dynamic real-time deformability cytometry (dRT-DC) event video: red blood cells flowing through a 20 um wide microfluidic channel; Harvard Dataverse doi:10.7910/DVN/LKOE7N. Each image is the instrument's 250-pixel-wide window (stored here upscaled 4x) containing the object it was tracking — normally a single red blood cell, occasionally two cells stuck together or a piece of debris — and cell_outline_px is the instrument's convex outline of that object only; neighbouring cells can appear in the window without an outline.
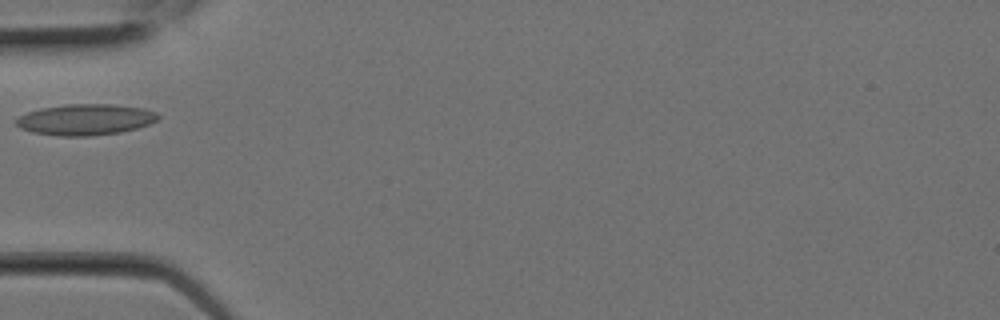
{"species": "Egyptian fruit bat (a non-hibernating species)", "species_latin": "Rousettus aegyptiacus", "temperature_condition": "room temperature", "stored_images_in_passage": 4, "camera_frame_rate_fps": 3000, "um_per_image_px": 0.085, "animal": {"sex": "female"}, "frame": {"image": 1, "passage_image": 2, "time_ms": 0.333, "image_size_px": [1000, 320], "cell_outline_px": [[160, 120], [136, 128], [120, 132], [88, 136], [60, 136], [32, 132], [20, 128], [16, 124], [16, 120], [20, 116], [28, 112], [40, 108], [64, 104], [112, 104], [144, 108], [156, 112], [160, 116]], "centroid_in_image_um": [7.28, 10.16], "position_along_channel_um": 77.7, "area_um2": 25.72}}
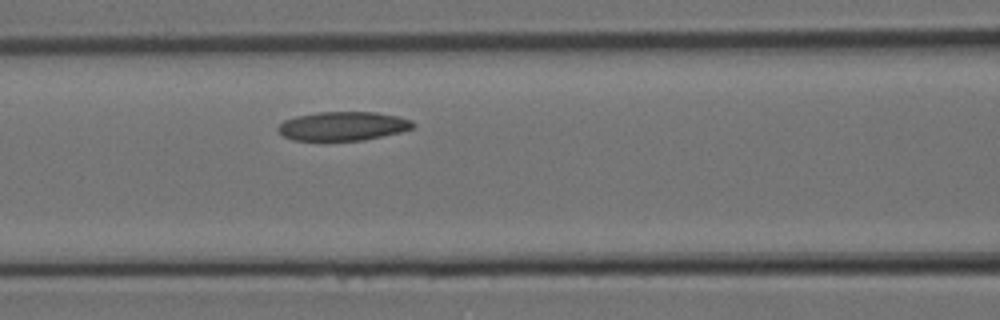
{"frame": {"image": 2, "passage_image": 4, "time_ms": 1.0, "image_size_px": [1000, 320], "cell_outline_px": [[416, 124], [412, 128], [400, 132], [364, 140], [292, 140], [284, 136], [276, 128], [284, 120], [296, 116], [316, 112], [376, 112], [396, 116], [412, 120]], "centroid_in_image_um": [29.14, 10.71], "position_along_channel_um": 137.5, "area_um2": 22.66}}